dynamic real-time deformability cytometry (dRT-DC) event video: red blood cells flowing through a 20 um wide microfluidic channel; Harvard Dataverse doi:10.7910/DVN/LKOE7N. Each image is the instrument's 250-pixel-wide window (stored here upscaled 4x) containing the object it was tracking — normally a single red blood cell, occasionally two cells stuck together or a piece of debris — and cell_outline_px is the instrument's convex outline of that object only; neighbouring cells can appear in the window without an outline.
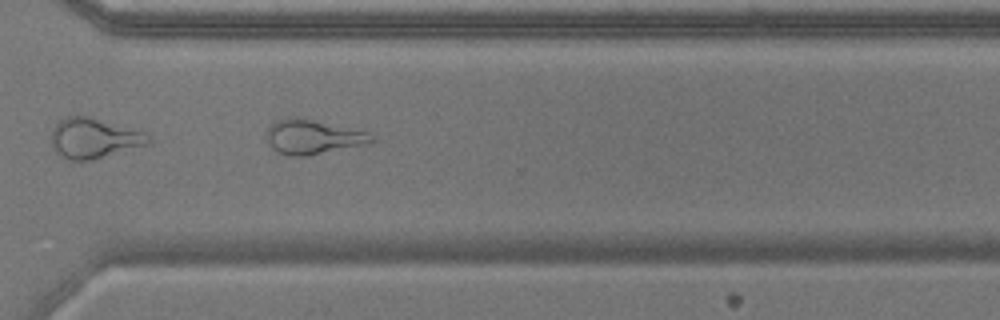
{"species": "common noctule bat (a hibernating species)", "species_latin": "Nyctalus noctula", "temperature_condition": "warm", "stored_images_in_passage": 50, "camera_frame_rate_fps": 3000, "um_per_image_px": 0.085, "animal": {"sex": "male", "body_mass_g": 17.9}, "frame": {"image": 1, "passage_image": 36, "time_ms": 11.667, "image_size_px": [1000, 320], "cell_outline_px": [[376, 140], [368, 144], [304, 156], [288, 156], [272, 148], [268, 144], [268, 128], [276, 120], [288, 116], [296, 116], [368, 132]], "centroid_in_image_um": [26.59, 11.62], "position_along_channel_um": 344.0, "area_um2": 20.92}, "authors_computed_cell_mechanics": {"area_um2": 23.0911, "velocity_mm_per_s": 3.6832, "shape_relaxation_time_tau1_ms": null, "shape_relaxation_time_tau2_ms": 2.3175, "deformation_change_tau1": null, "deformation_change_tau2": 0.1312}}